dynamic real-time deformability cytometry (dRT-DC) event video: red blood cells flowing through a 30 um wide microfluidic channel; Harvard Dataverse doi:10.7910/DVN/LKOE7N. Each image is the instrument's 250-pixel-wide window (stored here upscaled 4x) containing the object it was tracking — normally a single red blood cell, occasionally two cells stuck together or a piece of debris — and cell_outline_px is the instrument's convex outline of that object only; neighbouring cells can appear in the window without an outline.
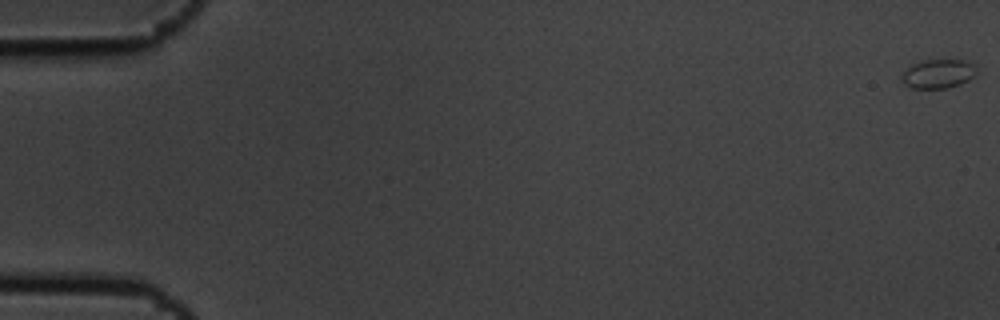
{"species": "common noctule bat (a hibernating species)", "species_latin": "Nyctalus noctula", "temperature_condition": "cold", "stored_images_in_passage": 5, "camera_frame_rate_fps": 3000, "um_per_image_px": 0.085, "animal": {"sex": "male", "body_mass_g": 19.5, "forearm_length_mm": 54.6}, "frame": {"image": 1, "passage_image": 1, "time_ms": 0.0, "image_size_px": [1000, 320], "cell_outline_px": [[976, 72], [968, 80], [960, 84], [948, 88], [912, 88], [904, 84], [900, 80], [900, 72], [912, 64], [924, 60], [960, 60], [976, 64]], "centroid_in_image_um": [79.68, 6.27], "position_along_channel_um": 5.3, "area_um2": 12.77}}
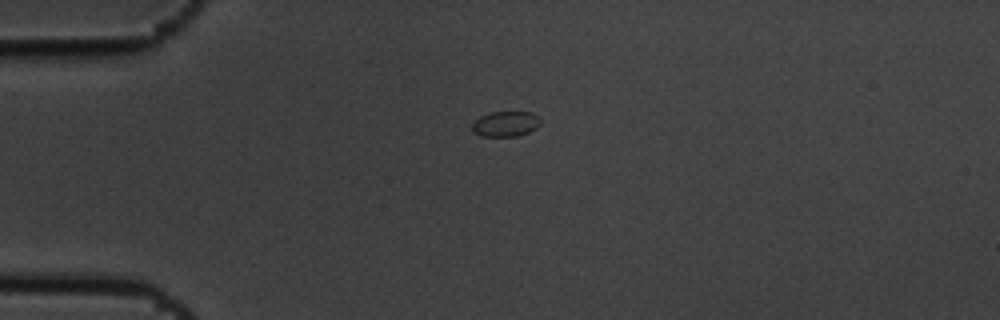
{"frame": {"image": 2, "passage_image": 5, "time_ms": 1.333, "image_size_px": [1000, 320], "cell_outline_px": [[540, 124], [536, 128], [528, 132], [516, 136], [480, 136], [472, 132], [472, 124], [480, 116], [488, 112], [532, 112], [540, 116]], "centroid_in_image_um": [42.97, 10.52], "position_along_channel_um": 42.0, "area_um2": 10.17}}